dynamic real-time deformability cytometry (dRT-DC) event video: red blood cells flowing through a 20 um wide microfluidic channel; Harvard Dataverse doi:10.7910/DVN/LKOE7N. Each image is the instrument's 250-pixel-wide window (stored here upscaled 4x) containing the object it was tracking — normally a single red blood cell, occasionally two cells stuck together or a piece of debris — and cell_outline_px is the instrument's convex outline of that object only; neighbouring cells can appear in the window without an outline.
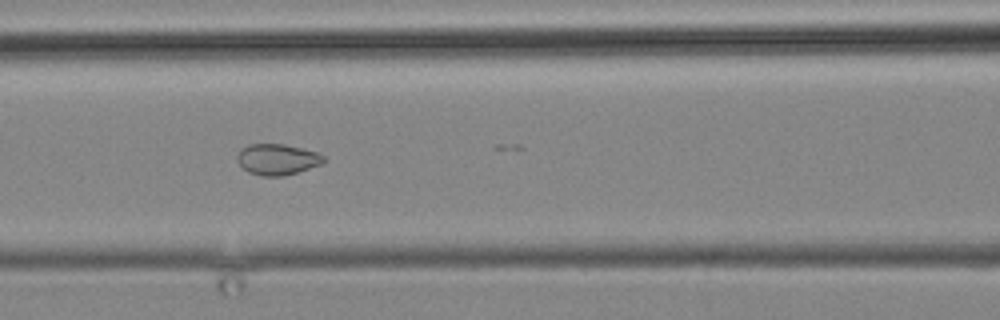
{"species": "common noctule bat (a hibernating species)", "species_latin": "Nyctalus noctula", "temperature_condition": "cold", "stored_images_in_passage": 6, "camera_frame_rate_fps": 3000, "um_per_image_px": 0.085, "animal": {"sex": "male", "body_mass_g": 19.2, "forearm_length_mm": 51.8}, "frame": {"image": 1, "passage_image": 4, "time_ms": 3.333, "image_size_px": [1000, 320], "cell_outline_px": [[324, 160], [320, 164], [284, 176], [260, 176], [248, 172], [236, 160], [236, 156], [240, 148], [248, 144], [284, 144], [316, 152], [324, 156]], "centroid_in_image_um": [23.5, 13.54], "position_along_channel_um": 143.1, "area_um2": 15.49}}
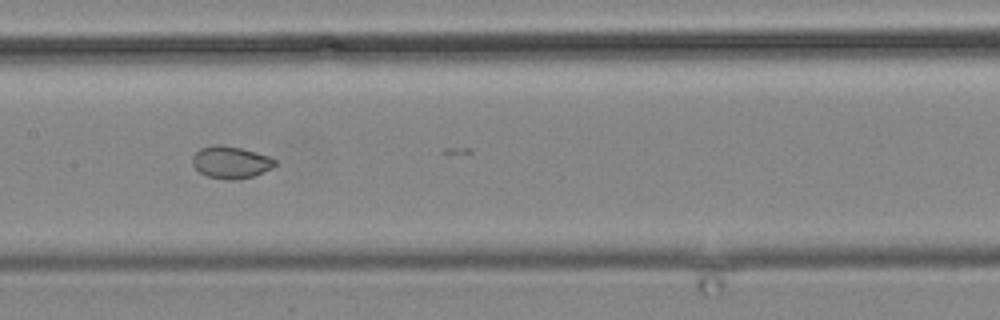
{"frame": {"image": 2, "passage_image": 5, "time_ms": 4.667, "image_size_px": [1000, 320], "cell_outline_px": [[276, 164], [272, 168], [252, 176], [236, 180], [228, 180], [208, 176], [200, 172], [192, 164], [192, 156], [200, 148], [212, 144], [220, 144], [240, 148], [256, 152], [268, 156], [276, 160]], "centroid_in_image_um": [19.6, 13.78], "position_along_channel_um": 187.8, "area_um2": 15.43}}
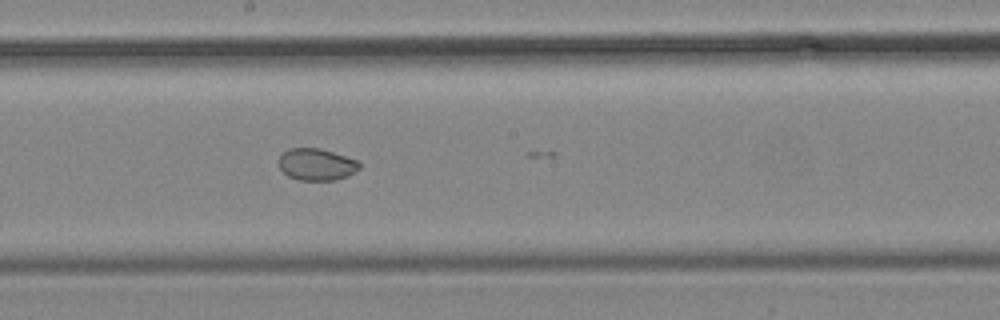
{"frame": {"image": 3, "passage_image": 6, "time_ms": 5.667, "image_size_px": [1000, 320], "cell_outline_px": [[360, 168], [348, 176], [336, 180], [300, 180], [288, 176], [280, 168], [280, 156], [288, 148], [320, 148], [356, 160], [360, 164]], "centroid_in_image_um": [26.91, 13.98], "position_along_channel_um": 221.3, "area_um2": 14.8}}